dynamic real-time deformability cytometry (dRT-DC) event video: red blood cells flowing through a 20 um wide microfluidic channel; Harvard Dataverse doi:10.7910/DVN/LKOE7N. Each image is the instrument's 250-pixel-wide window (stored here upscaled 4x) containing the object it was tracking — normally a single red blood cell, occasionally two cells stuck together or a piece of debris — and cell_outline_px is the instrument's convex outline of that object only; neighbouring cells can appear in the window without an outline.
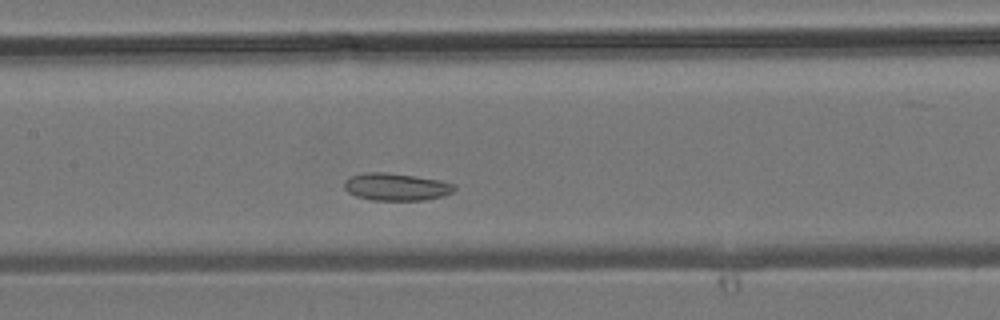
{"species": "common noctule bat (a hibernating species)", "species_latin": "Nyctalus noctula", "temperature_condition": "room temperature", "stored_images_in_passage": 32, "camera_frame_rate_fps": 3000, "um_per_image_px": 0.085, "animal": {"sex": "male", "body_mass_g": 19.2, "forearm_length_mm": 51.8}, "frame": {"image": 1, "passage_image": 16, "time_ms": 5.0, "image_size_px": [1000, 320], "cell_outline_px": [[456, 188], [452, 192], [444, 196], [424, 200], [372, 200], [356, 196], [348, 192], [344, 188], [344, 180], [348, 176], [364, 172], [388, 172], [440, 180], [456, 184]], "centroid_in_image_um": [33.66, 15.87], "position_along_channel_um": 173.7, "area_um2": 17.8}}
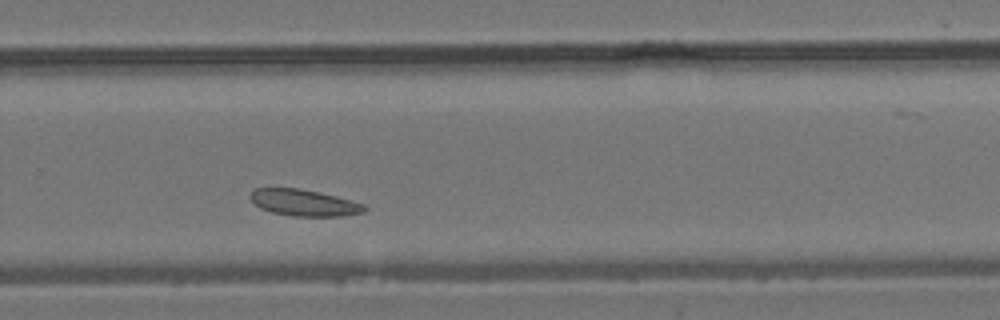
{"frame": {"image": 2, "passage_image": 25, "time_ms": 8.0, "image_size_px": [1000, 320], "cell_outline_px": [[368, 208], [364, 212], [344, 216], [292, 216], [272, 212], [260, 208], [248, 196], [256, 188], [300, 188], [320, 192], [336, 196], [364, 204]], "centroid_in_image_um": [25.86, 17.23], "position_along_channel_um": 303.9, "area_um2": 17.63}}
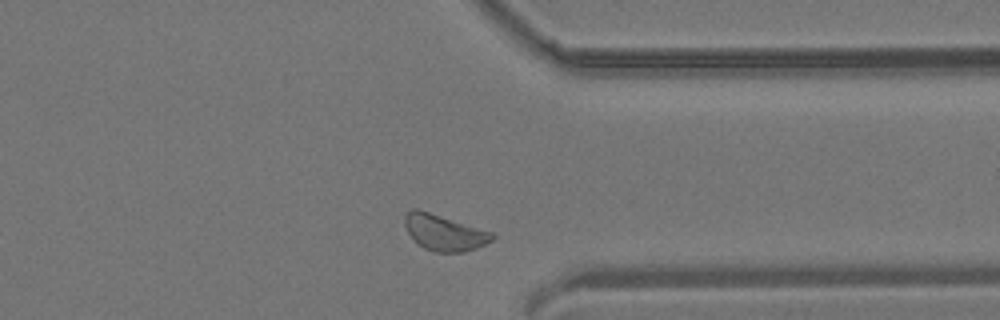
{"frame": {"image": 3, "passage_image": 30, "time_ms": 9.667, "image_size_px": [1000, 320], "cell_outline_px": [[496, 236], [492, 240], [476, 248], [464, 252], [436, 252], [424, 248], [408, 232], [404, 224], [404, 216], [412, 208], [420, 208], [492, 232]], "centroid_in_image_um": [37.76, 19.74], "position_along_channel_um": 373.6, "area_um2": 18.26}}